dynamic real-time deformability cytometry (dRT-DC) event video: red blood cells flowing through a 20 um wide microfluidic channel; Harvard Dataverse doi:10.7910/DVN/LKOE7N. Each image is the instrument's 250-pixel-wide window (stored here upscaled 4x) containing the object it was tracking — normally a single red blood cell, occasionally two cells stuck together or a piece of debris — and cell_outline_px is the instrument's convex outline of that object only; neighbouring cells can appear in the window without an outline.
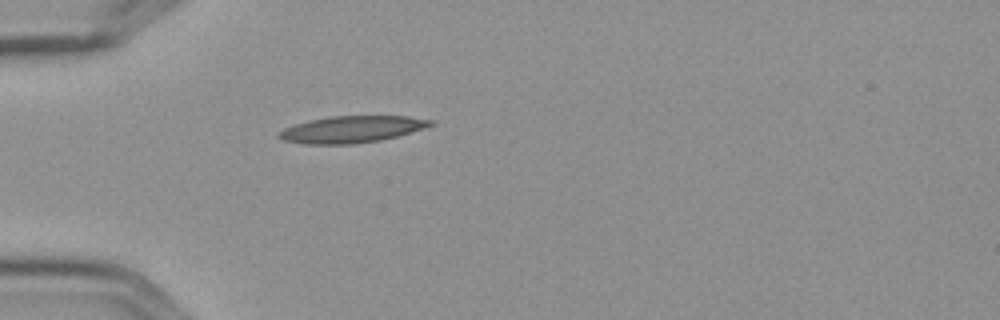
{"species": "Egyptian fruit bat (a non-hibernating species)", "species_latin": "Rousettus aegyptiacus", "temperature_condition": "cold", "stored_images_in_passage": 1, "camera_frame_rate_fps": 3000, "um_per_image_px": 0.085, "frame": {"image": 1, "passage_image": 1, "time_ms": 0.0, "image_size_px": [1000, 320], "cell_outline_px": [[436, 124], [424, 128], [396, 136], [380, 140], [352, 144], [308, 144], [284, 140], [276, 136], [284, 128], [308, 120], [328, 116], [408, 116], [432, 120]], "centroid_in_image_um": [29.9, 10.98], "position_along_channel_um": 55.1, "area_um2": 23.47}}